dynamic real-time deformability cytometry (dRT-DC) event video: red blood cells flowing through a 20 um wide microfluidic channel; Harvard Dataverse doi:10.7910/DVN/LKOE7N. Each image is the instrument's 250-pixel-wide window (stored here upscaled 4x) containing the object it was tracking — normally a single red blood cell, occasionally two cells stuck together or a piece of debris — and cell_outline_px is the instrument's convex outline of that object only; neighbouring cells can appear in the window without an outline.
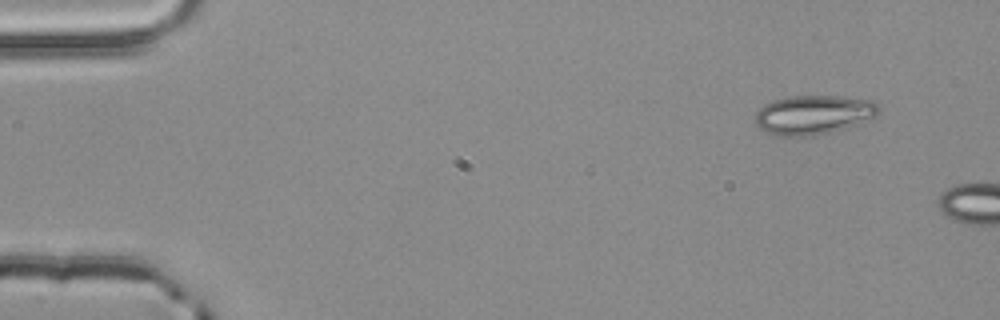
{"species": "common noctule bat (a hibernating species)", "species_latin": "Nyctalus noctula", "temperature_condition": "room temperature", "stored_images_in_passage": 2, "camera_frame_rate_fps": 3000, "um_per_image_px": 0.085, "animal": {"sex": "male", "body_mass_g": 20.4}, "frame": {"image": 1, "passage_image": 1, "time_ms": 0.0, "image_size_px": [1000, 320], "cell_outline_px": [[880, 112], [876, 116], [856, 124], [828, 132], [812, 136], [772, 136], [760, 128], [756, 124], [756, 112], [764, 104], [772, 100], [788, 96], [836, 96], [872, 100], [880, 104]], "centroid_in_image_um": [69.13, 9.75], "position_along_channel_um": 15.9, "area_um2": 28.26}}